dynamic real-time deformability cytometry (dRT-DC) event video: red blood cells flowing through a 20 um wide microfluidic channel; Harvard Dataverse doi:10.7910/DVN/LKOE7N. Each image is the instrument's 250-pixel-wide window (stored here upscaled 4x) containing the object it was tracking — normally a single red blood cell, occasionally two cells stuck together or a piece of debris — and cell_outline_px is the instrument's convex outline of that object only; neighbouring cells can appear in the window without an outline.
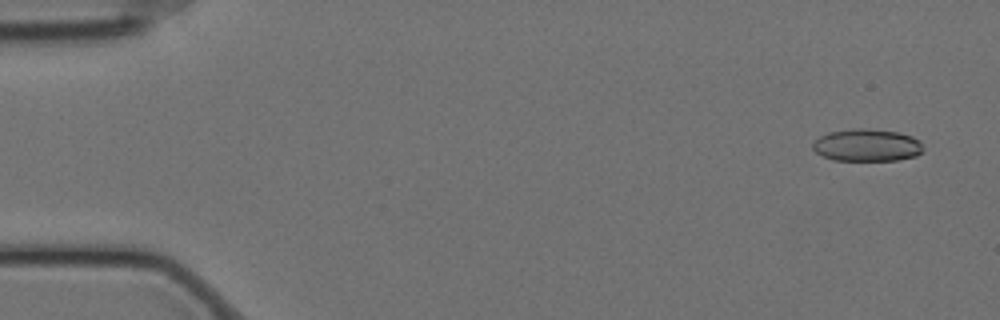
{"species": "Egyptian fruit bat (a non-hibernating species)", "species_latin": "Rousettus aegyptiacus", "temperature_condition": "cold", "stored_images_in_passage": 58, "camera_frame_rate_fps": 3000, "um_per_image_px": 0.085, "animal": {"sex": "female"}, "frame": {"image": 1, "passage_image": 3, "time_ms": 0.667, "image_size_px": [1000, 320], "cell_outline_px": [[924, 152], [916, 156], [896, 160], [832, 160], [816, 152], [812, 148], [812, 144], [820, 136], [828, 132], [852, 128], [868, 128], [900, 132], [912, 136], [920, 140]], "centroid_in_image_um": [73.71, 12.33], "position_along_channel_um": 11.3, "area_um2": 21.04}}
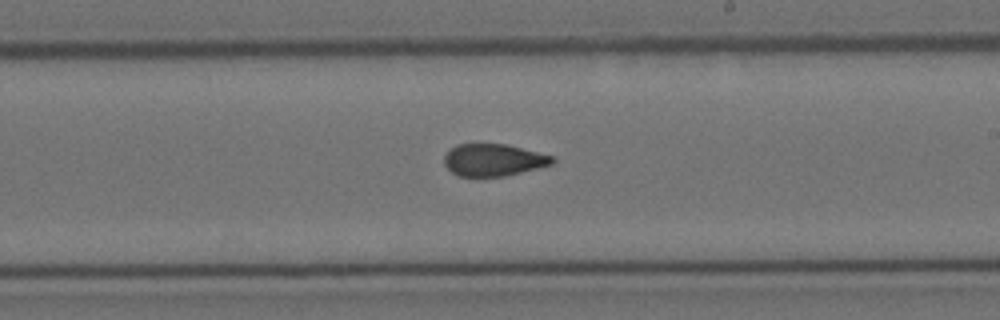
{"frame": {"image": 2, "passage_image": 34, "time_ms": 11.0, "image_size_px": [1000, 320], "cell_outline_px": [[556, 160], [552, 164], [504, 176], [456, 176], [444, 164], [444, 156], [456, 144], [508, 144], [552, 156]], "centroid_in_image_um": [41.92, 13.59], "position_along_channel_um": 247.1, "area_um2": 20.06}}
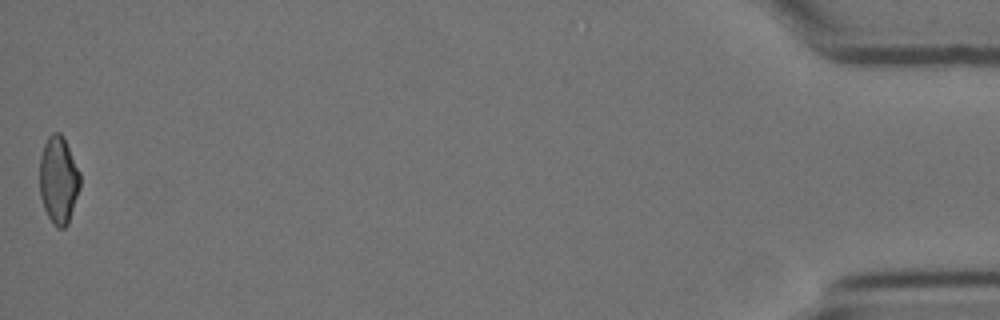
{"frame": {"image": 3, "passage_image": 58, "time_ms": 19.0, "image_size_px": [1000, 320], "cell_outline_px": [[80, 188], [68, 224], [64, 228], [56, 228], [48, 216], [44, 208], [40, 196], [40, 156], [44, 144], [48, 136], [52, 132], [60, 132], [64, 136], [80, 172]], "centroid_in_image_um": [4.98, 15.28], "position_along_channel_um": 430.2, "area_um2": 20.81}, "authors_computed_cell_mechanics": {"area_um2": 21.3282, "velocity_mm_per_s": 3.4794, "shape_relaxation_time_tau1_ms": null, "shape_relaxation_time_tau2_ms": 1.6888, "deformation_change_tau1": null, "deformation_change_tau2": 0.0789}}